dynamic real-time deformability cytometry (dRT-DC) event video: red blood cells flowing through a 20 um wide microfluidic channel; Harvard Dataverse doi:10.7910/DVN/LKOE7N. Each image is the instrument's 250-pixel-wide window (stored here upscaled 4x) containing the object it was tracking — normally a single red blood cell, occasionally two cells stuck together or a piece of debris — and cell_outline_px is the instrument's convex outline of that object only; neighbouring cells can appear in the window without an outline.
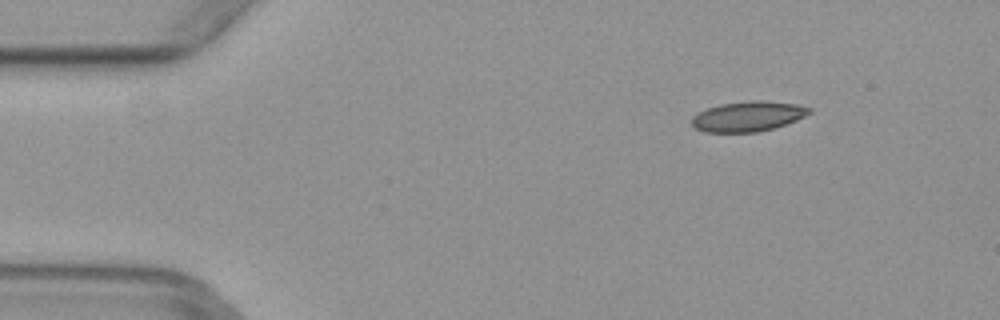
{"species": "common noctule bat (a hibernating species)", "species_latin": "Nyctalus noctula", "temperature_condition": "warm", "stored_images_in_passage": 4, "camera_frame_rate_fps": 3000, "um_per_image_px": 0.085, "animal": {"sex": "female", "body_mass_g": 29.2, "forearm_length_mm": 56.3}, "frame": {"image": 1, "passage_image": 1, "time_ms": 0.0, "image_size_px": [1000, 320], "cell_outline_px": [[812, 112], [796, 120], [772, 128], [756, 132], [704, 132], [696, 128], [692, 124], [692, 116], [708, 108], [720, 104], [752, 100], [760, 100], [796, 104], [812, 108]], "centroid_in_image_um": [63.58, 9.88], "position_along_channel_um": 21.4, "area_um2": 20.4}}